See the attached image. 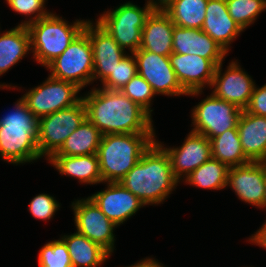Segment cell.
<instances>
[{"label":"cell","instance_id":"cell-1","mask_svg":"<svg viewBox=\"0 0 266 267\" xmlns=\"http://www.w3.org/2000/svg\"><path fill=\"white\" fill-rule=\"evenodd\" d=\"M84 93L86 118L102 135L156 134L153 117L121 91L92 86Z\"/></svg>","mask_w":266,"mask_h":267},{"label":"cell","instance_id":"cell-2","mask_svg":"<svg viewBox=\"0 0 266 267\" xmlns=\"http://www.w3.org/2000/svg\"><path fill=\"white\" fill-rule=\"evenodd\" d=\"M119 183L148 207L164 204L181 184L174 176L169 155L156 140Z\"/></svg>","mask_w":266,"mask_h":267},{"label":"cell","instance_id":"cell-3","mask_svg":"<svg viewBox=\"0 0 266 267\" xmlns=\"http://www.w3.org/2000/svg\"><path fill=\"white\" fill-rule=\"evenodd\" d=\"M155 140L156 134L102 135L97 156L103 183L119 182Z\"/></svg>","mask_w":266,"mask_h":267},{"label":"cell","instance_id":"cell-4","mask_svg":"<svg viewBox=\"0 0 266 267\" xmlns=\"http://www.w3.org/2000/svg\"><path fill=\"white\" fill-rule=\"evenodd\" d=\"M88 19L69 22L62 15L50 12L27 26L30 34L31 53L38 64L46 67L60 56L70 43L84 30Z\"/></svg>","mask_w":266,"mask_h":267},{"label":"cell","instance_id":"cell-5","mask_svg":"<svg viewBox=\"0 0 266 267\" xmlns=\"http://www.w3.org/2000/svg\"><path fill=\"white\" fill-rule=\"evenodd\" d=\"M119 4L115 9L99 13L100 16L97 15L94 20L108 31L125 52L133 54L140 48L142 29L153 10L146 2L143 7L132 1Z\"/></svg>","mask_w":266,"mask_h":267},{"label":"cell","instance_id":"cell-6","mask_svg":"<svg viewBox=\"0 0 266 267\" xmlns=\"http://www.w3.org/2000/svg\"><path fill=\"white\" fill-rule=\"evenodd\" d=\"M52 78L75 84L81 90L93 84V53L88 35L82 31L46 67Z\"/></svg>","mask_w":266,"mask_h":267},{"label":"cell","instance_id":"cell-7","mask_svg":"<svg viewBox=\"0 0 266 267\" xmlns=\"http://www.w3.org/2000/svg\"><path fill=\"white\" fill-rule=\"evenodd\" d=\"M85 119L86 108L82 99L71 107L39 118L38 149L40 156L48 160Z\"/></svg>","mask_w":266,"mask_h":267},{"label":"cell","instance_id":"cell-8","mask_svg":"<svg viewBox=\"0 0 266 267\" xmlns=\"http://www.w3.org/2000/svg\"><path fill=\"white\" fill-rule=\"evenodd\" d=\"M21 95L28 109L39 119L77 104L81 89L73 83L48 77Z\"/></svg>","mask_w":266,"mask_h":267},{"label":"cell","instance_id":"cell-9","mask_svg":"<svg viewBox=\"0 0 266 267\" xmlns=\"http://www.w3.org/2000/svg\"><path fill=\"white\" fill-rule=\"evenodd\" d=\"M201 99L191 110L190 131L204 135L209 140L237 126L242 110L236 105L221 100L212 92Z\"/></svg>","mask_w":266,"mask_h":267},{"label":"cell","instance_id":"cell-10","mask_svg":"<svg viewBox=\"0 0 266 267\" xmlns=\"http://www.w3.org/2000/svg\"><path fill=\"white\" fill-rule=\"evenodd\" d=\"M70 206L73 210L75 231L101 245L113 255L116 250L114 232L118 226L107 218L89 196L74 199Z\"/></svg>","mask_w":266,"mask_h":267},{"label":"cell","instance_id":"cell-11","mask_svg":"<svg viewBox=\"0 0 266 267\" xmlns=\"http://www.w3.org/2000/svg\"><path fill=\"white\" fill-rule=\"evenodd\" d=\"M223 64L217 65L210 90L221 100L245 110L256 85L255 80L243 69L238 59L231 60L224 71Z\"/></svg>","mask_w":266,"mask_h":267},{"label":"cell","instance_id":"cell-12","mask_svg":"<svg viewBox=\"0 0 266 267\" xmlns=\"http://www.w3.org/2000/svg\"><path fill=\"white\" fill-rule=\"evenodd\" d=\"M137 73L151 85L154 93L167 97L187 96V92L182 88L176 78L169 56H162L146 50L138 49L133 53Z\"/></svg>","mask_w":266,"mask_h":267},{"label":"cell","instance_id":"cell-13","mask_svg":"<svg viewBox=\"0 0 266 267\" xmlns=\"http://www.w3.org/2000/svg\"><path fill=\"white\" fill-rule=\"evenodd\" d=\"M169 60L188 97L198 98L211 87L217 67L211 60L199 55L178 53H171Z\"/></svg>","mask_w":266,"mask_h":267},{"label":"cell","instance_id":"cell-14","mask_svg":"<svg viewBox=\"0 0 266 267\" xmlns=\"http://www.w3.org/2000/svg\"><path fill=\"white\" fill-rule=\"evenodd\" d=\"M89 37L93 53V84H100L128 54L96 20H89L83 30Z\"/></svg>","mask_w":266,"mask_h":267},{"label":"cell","instance_id":"cell-15","mask_svg":"<svg viewBox=\"0 0 266 267\" xmlns=\"http://www.w3.org/2000/svg\"><path fill=\"white\" fill-rule=\"evenodd\" d=\"M179 146H168L157 139L171 161L174 176L181 182L186 176L208 161L211 155L210 140L204 135L190 131Z\"/></svg>","mask_w":266,"mask_h":267},{"label":"cell","instance_id":"cell-16","mask_svg":"<svg viewBox=\"0 0 266 267\" xmlns=\"http://www.w3.org/2000/svg\"><path fill=\"white\" fill-rule=\"evenodd\" d=\"M243 203L264 210L265 161L229 167L226 188Z\"/></svg>","mask_w":266,"mask_h":267},{"label":"cell","instance_id":"cell-17","mask_svg":"<svg viewBox=\"0 0 266 267\" xmlns=\"http://www.w3.org/2000/svg\"><path fill=\"white\" fill-rule=\"evenodd\" d=\"M105 188L89 197L115 225L121 226L137 212L146 207L145 204L119 182H104Z\"/></svg>","mask_w":266,"mask_h":267},{"label":"cell","instance_id":"cell-18","mask_svg":"<svg viewBox=\"0 0 266 267\" xmlns=\"http://www.w3.org/2000/svg\"><path fill=\"white\" fill-rule=\"evenodd\" d=\"M0 158L14 166L40 159L38 130L0 129Z\"/></svg>","mask_w":266,"mask_h":267},{"label":"cell","instance_id":"cell-19","mask_svg":"<svg viewBox=\"0 0 266 267\" xmlns=\"http://www.w3.org/2000/svg\"><path fill=\"white\" fill-rule=\"evenodd\" d=\"M172 53L194 54L211 60L216 66L225 61L228 53L201 29L174 26Z\"/></svg>","mask_w":266,"mask_h":267},{"label":"cell","instance_id":"cell-20","mask_svg":"<svg viewBox=\"0 0 266 267\" xmlns=\"http://www.w3.org/2000/svg\"><path fill=\"white\" fill-rule=\"evenodd\" d=\"M229 53L231 45L244 30L230 16L226 0H208L201 28Z\"/></svg>","mask_w":266,"mask_h":267},{"label":"cell","instance_id":"cell-21","mask_svg":"<svg viewBox=\"0 0 266 267\" xmlns=\"http://www.w3.org/2000/svg\"><path fill=\"white\" fill-rule=\"evenodd\" d=\"M29 53H31V44L27 26L16 25L0 32V77L27 57V54L30 55ZM18 88L20 90L22 87L0 82V90H18Z\"/></svg>","mask_w":266,"mask_h":267},{"label":"cell","instance_id":"cell-22","mask_svg":"<svg viewBox=\"0 0 266 267\" xmlns=\"http://www.w3.org/2000/svg\"><path fill=\"white\" fill-rule=\"evenodd\" d=\"M237 129L245 156L251 162L266 161V117L242 110Z\"/></svg>","mask_w":266,"mask_h":267},{"label":"cell","instance_id":"cell-23","mask_svg":"<svg viewBox=\"0 0 266 267\" xmlns=\"http://www.w3.org/2000/svg\"><path fill=\"white\" fill-rule=\"evenodd\" d=\"M174 23L164 11H152L147 17L139 49L169 56L172 53Z\"/></svg>","mask_w":266,"mask_h":267},{"label":"cell","instance_id":"cell-24","mask_svg":"<svg viewBox=\"0 0 266 267\" xmlns=\"http://www.w3.org/2000/svg\"><path fill=\"white\" fill-rule=\"evenodd\" d=\"M50 163L62 176L77 179L80 185L103 183L97 154L81 156H51Z\"/></svg>","mask_w":266,"mask_h":267},{"label":"cell","instance_id":"cell-25","mask_svg":"<svg viewBox=\"0 0 266 267\" xmlns=\"http://www.w3.org/2000/svg\"><path fill=\"white\" fill-rule=\"evenodd\" d=\"M68 247L73 267H101L112 256L101 245L86 236L74 232L60 236Z\"/></svg>","mask_w":266,"mask_h":267},{"label":"cell","instance_id":"cell-26","mask_svg":"<svg viewBox=\"0 0 266 267\" xmlns=\"http://www.w3.org/2000/svg\"><path fill=\"white\" fill-rule=\"evenodd\" d=\"M101 138V132L86 118L52 156L97 154Z\"/></svg>","mask_w":266,"mask_h":267},{"label":"cell","instance_id":"cell-27","mask_svg":"<svg viewBox=\"0 0 266 267\" xmlns=\"http://www.w3.org/2000/svg\"><path fill=\"white\" fill-rule=\"evenodd\" d=\"M229 167L217 159L210 158L186 176L180 183L207 190H223L227 184Z\"/></svg>","mask_w":266,"mask_h":267},{"label":"cell","instance_id":"cell-28","mask_svg":"<svg viewBox=\"0 0 266 267\" xmlns=\"http://www.w3.org/2000/svg\"><path fill=\"white\" fill-rule=\"evenodd\" d=\"M212 158L225 163L228 167L241 166L251 161L245 156L237 126L210 139Z\"/></svg>","mask_w":266,"mask_h":267},{"label":"cell","instance_id":"cell-29","mask_svg":"<svg viewBox=\"0 0 266 267\" xmlns=\"http://www.w3.org/2000/svg\"><path fill=\"white\" fill-rule=\"evenodd\" d=\"M208 0H175L164 12L175 26L201 29Z\"/></svg>","mask_w":266,"mask_h":267},{"label":"cell","instance_id":"cell-30","mask_svg":"<svg viewBox=\"0 0 266 267\" xmlns=\"http://www.w3.org/2000/svg\"><path fill=\"white\" fill-rule=\"evenodd\" d=\"M13 105L0 116V129L38 130L39 119L28 109L23 98H18Z\"/></svg>","mask_w":266,"mask_h":267},{"label":"cell","instance_id":"cell-31","mask_svg":"<svg viewBox=\"0 0 266 267\" xmlns=\"http://www.w3.org/2000/svg\"><path fill=\"white\" fill-rule=\"evenodd\" d=\"M228 13L245 31L266 11L265 0H226Z\"/></svg>","mask_w":266,"mask_h":267},{"label":"cell","instance_id":"cell-32","mask_svg":"<svg viewBox=\"0 0 266 267\" xmlns=\"http://www.w3.org/2000/svg\"><path fill=\"white\" fill-rule=\"evenodd\" d=\"M39 267H73L68 247L64 240H50L45 243L38 253Z\"/></svg>","mask_w":266,"mask_h":267},{"label":"cell","instance_id":"cell-33","mask_svg":"<svg viewBox=\"0 0 266 267\" xmlns=\"http://www.w3.org/2000/svg\"><path fill=\"white\" fill-rule=\"evenodd\" d=\"M120 91L152 117V102L156 94L142 76L135 75Z\"/></svg>","mask_w":266,"mask_h":267},{"label":"cell","instance_id":"cell-34","mask_svg":"<svg viewBox=\"0 0 266 267\" xmlns=\"http://www.w3.org/2000/svg\"><path fill=\"white\" fill-rule=\"evenodd\" d=\"M137 64L133 54H127L116 66L113 72L101 83L103 89L121 90L135 75Z\"/></svg>","mask_w":266,"mask_h":267},{"label":"cell","instance_id":"cell-35","mask_svg":"<svg viewBox=\"0 0 266 267\" xmlns=\"http://www.w3.org/2000/svg\"><path fill=\"white\" fill-rule=\"evenodd\" d=\"M6 4L12 11L17 14L25 16V20L21 21L22 26L36 22L42 17L47 16L51 11L47 9L46 2L48 0H5Z\"/></svg>","mask_w":266,"mask_h":267},{"label":"cell","instance_id":"cell-36","mask_svg":"<svg viewBox=\"0 0 266 267\" xmlns=\"http://www.w3.org/2000/svg\"><path fill=\"white\" fill-rule=\"evenodd\" d=\"M61 203L47 193L36 194L28 205V211L33 218L41 221H51L56 212L61 210Z\"/></svg>","mask_w":266,"mask_h":267},{"label":"cell","instance_id":"cell-37","mask_svg":"<svg viewBox=\"0 0 266 267\" xmlns=\"http://www.w3.org/2000/svg\"><path fill=\"white\" fill-rule=\"evenodd\" d=\"M246 112L266 117V83L262 86L255 85Z\"/></svg>","mask_w":266,"mask_h":267},{"label":"cell","instance_id":"cell-38","mask_svg":"<svg viewBox=\"0 0 266 267\" xmlns=\"http://www.w3.org/2000/svg\"><path fill=\"white\" fill-rule=\"evenodd\" d=\"M265 222L256 230L254 233L249 236L246 241L250 244H254L260 248L266 249V220Z\"/></svg>","mask_w":266,"mask_h":267},{"label":"cell","instance_id":"cell-39","mask_svg":"<svg viewBox=\"0 0 266 267\" xmlns=\"http://www.w3.org/2000/svg\"><path fill=\"white\" fill-rule=\"evenodd\" d=\"M124 267H167L163 263L159 262L155 257H146L136 261L132 265L124 266Z\"/></svg>","mask_w":266,"mask_h":267},{"label":"cell","instance_id":"cell-40","mask_svg":"<svg viewBox=\"0 0 266 267\" xmlns=\"http://www.w3.org/2000/svg\"><path fill=\"white\" fill-rule=\"evenodd\" d=\"M153 11H164L175 0H145Z\"/></svg>","mask_w":266,"mask_h":267},{"label":"cell","instance_id":"cell-41","mask_svg":"<svg viewBox=\"0 0 266 267\" xmlns=\"http://www.w3.org/2000/svg\"><path fill=\"white\" fill-rule=\"evenodd\" d=\"M264 210H266V161H265V200H264Z\"/></svg>","mask_w":266,"mask_h":267}]
</instances>
